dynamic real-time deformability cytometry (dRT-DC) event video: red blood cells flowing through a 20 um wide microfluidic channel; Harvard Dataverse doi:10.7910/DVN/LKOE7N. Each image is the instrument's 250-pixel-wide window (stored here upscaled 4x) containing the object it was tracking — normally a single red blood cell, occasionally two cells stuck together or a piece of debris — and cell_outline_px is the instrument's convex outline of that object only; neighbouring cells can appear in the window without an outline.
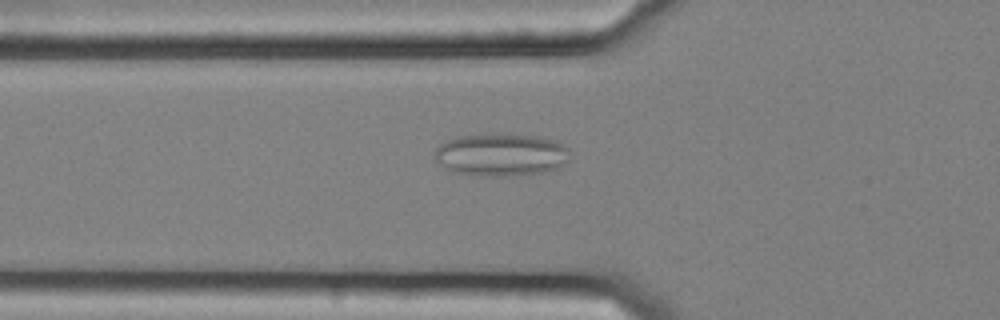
{"species": "common noctule bat (a hibernating species)", "species_latin": "Nyctalus noctula", "temperature_condition": "cold", "stored_images_in_passage": 43, "camera_frame_rate_fps": 3000, "um_per_image_px": 0.085, "animal": {"sex": "female", "body_mass_g": 25.1}, "frame": {"image": 1, "passage_image": 7, "time_ms": 2.0, "image_size_px": [1000, 320], "cell_outline_px": [[568, 160], [556, 168], [544, 172], [500, 176], [492, 176], [452, 172], [436, 160], [436, 148], [440, 144], [456, 136], [492, 132], [496, 132], [540, 136], [556, 140], [568, 148]], "centroid_in_image_um": [42.59, 13.1], "position_along_channel_um": 83.2, "area_um2": 33.81}}
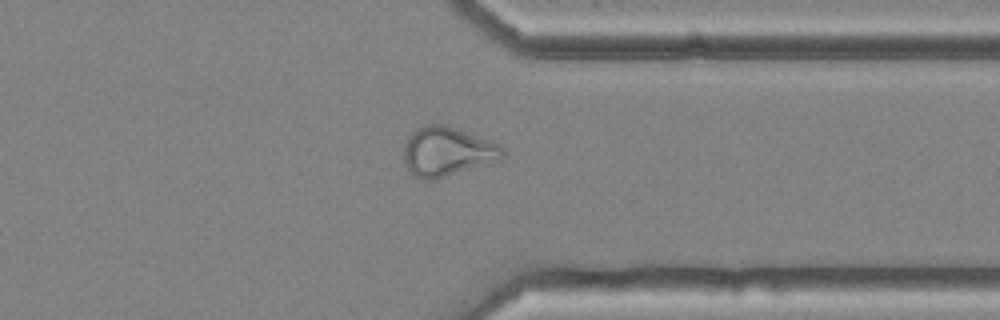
{"frame": {"image": 2, "passage_image": 31, "time_ms": 10.0, "image_size_px": [1000, 320], "cell_outline_px": [[504, 160], [436, 180], [424, 180], [412, 176], [408, 172], [404, 160], [404, 148], [408, 140], [424, 124], [440, 124], [500, 144], [504, 148]], "centroid_in_image_um": [38.05, 12.96], "position_along_channel_um": 373.3, "area_um2": 28.32}, "authors_computed_cell_mechanics": {"area_um2": 27.6862, "velocity_mm_per_s": 3.6379, "shape_relaxation_time_tau1_ms": null, "shape_relaxation_time_tau2_ms": 1.9092, "deformation_change_tau1": null, "deformation_change_tau2": 0.0805}}